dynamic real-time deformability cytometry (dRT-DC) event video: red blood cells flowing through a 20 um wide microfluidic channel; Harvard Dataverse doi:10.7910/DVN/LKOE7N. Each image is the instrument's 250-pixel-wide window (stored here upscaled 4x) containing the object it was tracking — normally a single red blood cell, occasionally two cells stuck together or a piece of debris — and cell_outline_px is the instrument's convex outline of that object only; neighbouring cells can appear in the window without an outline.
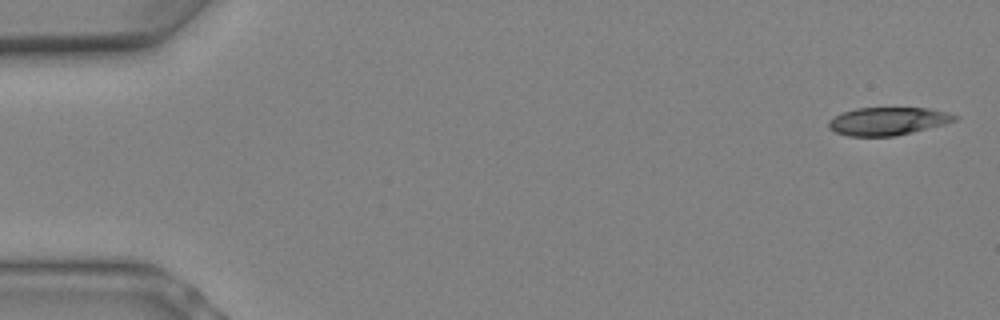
{"species": "Egyptian fruit bat (a non-hibernating species)", "species_latin": "Rousettus aegyptiacus", "temperature_condition": "warm", "stored_images_in_passage": 7, "camera_frame_rate_fps": 3000, "um_per_image_px": 0.085, "animal": {"sex": "female"}, "frame": {"image": 1, "passage_image": 1, "time_ms": 0.0, "image_size_px": [1000, 320], "cell_outline_px": [[960, 116], [956, 120], [944, 124], [896, 136], [848, 136], [836, 132], [828, 128], [828, 120], [832, 116], [856, 108], [928, 108], [948, 112]], "centroid_in_image_um": [75.45, 10.3], "position_along_channel_um": 9.5, "area_um2": 20.58}}
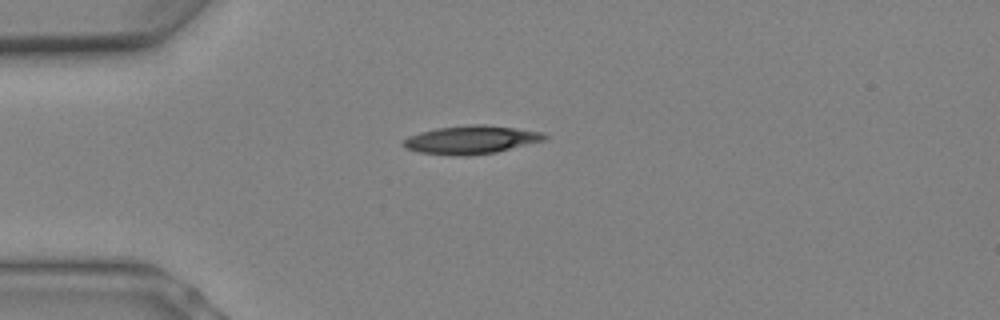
{"frame": {"image": 2, "passage_image": 6, "time_ms": 1.667, "image_size_px": [1000, 320], "cell_outline_px": [[548, 136], [544, 140], [496, 152], [468, 156], [452, 156], [420, 152], [404, 148], [400, 144], [408, 136], [420, 132], [436, 128], [472, 124], [484, 124], [544, 132]], "centroid_in_image_um": [40.0, 11.88], "position_along_channel_um": 45.0, "area_um2": 23.35}}